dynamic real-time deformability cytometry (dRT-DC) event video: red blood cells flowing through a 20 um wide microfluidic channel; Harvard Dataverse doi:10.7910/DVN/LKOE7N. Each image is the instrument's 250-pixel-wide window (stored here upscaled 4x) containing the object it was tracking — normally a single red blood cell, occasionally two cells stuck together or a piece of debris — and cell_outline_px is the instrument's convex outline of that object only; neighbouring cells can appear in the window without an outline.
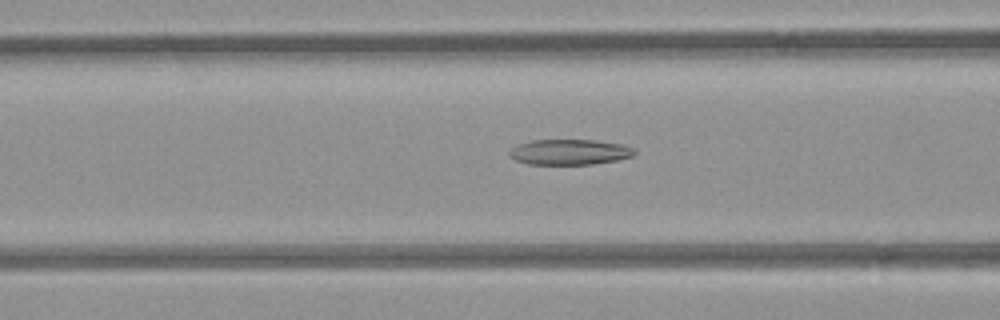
{"species": "common noctule bat (a hibernating species)", "species_latin": "Nyctalus noctula", "temperature_condition": "room temperature", "stored_images_in_passage": 32, "camera_frame_rate_fps": 3000, "um_per_image_px": 0.085, "animal": {"sex": "female", "body_mass_g": 21.9}, "frame": {"image": 1, "passage_image": 11, "time_ms": 3.333, "image_size_px": [1000, 320], "cell_outline_px": [[636, 152], [632, 156], [616, 160], [592, 164], [528, 164], [516, 160], [508, 156], [508, 152], [512, 148], [520, 144], [532, 140], [592, 140], [620, 144], [632, 148]], "centroid_in_image_um": [48.37, 12.93], "position_along_channel_um": 118.2, "area_um2": 18.32}}
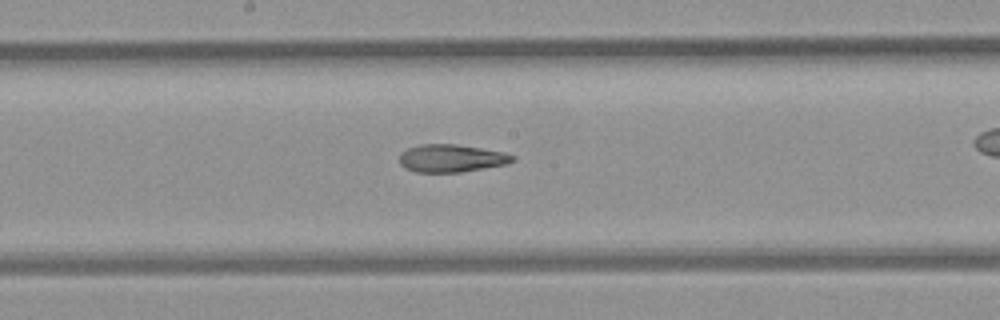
{"frame": {"image": 2, "passage_image": 18, "time_ms": 5.667, "image_size_px": [1000, 320], "cell_outline_px": [[516, 160], [508, 164], [460, 172], [416, 172], [404, 168], [400, 164], [400, 152], [408, 148], [420, 144], [456, 144], [480, 148], [500, 152], [516, 156]], "centroid_in_image_um": [38.35, 13.45], "position_along_channel_um": 209.9, "area_um2": 18.26}}
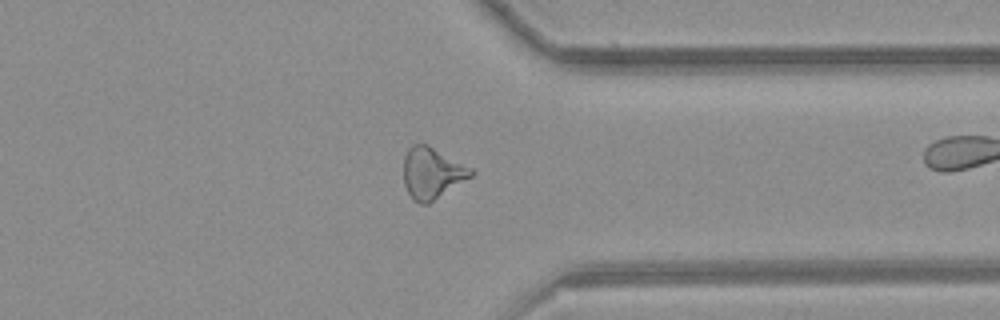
{"frame": {"image": 3, "passage_image": 31, "time_ms": 10.0, "image_size_px": [1000, 320], "cell_outline_px": [[476, 172], [472, 176], [428, 204], [420, 204], [412, 200], [404, 184], [404, 156], [408, 148], [412, 144], [428, 144], [472, 168]], "centroid_in_image_um": [36.72, 14.71], "position_along_channel_um": 374.7, "area_um2": 20.23}}